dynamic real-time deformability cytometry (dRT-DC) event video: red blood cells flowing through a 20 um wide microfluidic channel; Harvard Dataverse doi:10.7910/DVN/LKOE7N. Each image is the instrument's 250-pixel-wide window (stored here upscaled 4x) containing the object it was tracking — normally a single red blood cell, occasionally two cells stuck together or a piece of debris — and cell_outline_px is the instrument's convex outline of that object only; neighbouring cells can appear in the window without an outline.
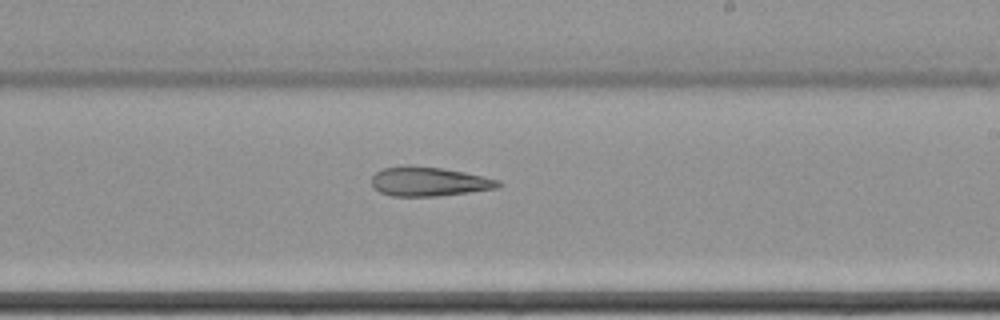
{"species": "common noctule bat (a hibernating species)", "species_latin": "Nyctalus noctula", "temperature_condition": "cold", "stored_images_in_passage": 12, "camera_frame_rate_fps": 3000, "um_per_image_px": 0.085, "animal": {"sex": "female", "body_mass_g": 22.7, "forearm_length_mm": 54.2}, "frame": {"image": 1, "passage_image": 12, "time_ms": 3.667, "image_size_px": [1000, 320], "cell_outline_px": [[504, 184], [500, 188], [436, 196], [392, 196], [380, 192], [372, 188], [372, 176], [376, 172], [384, 168], [404, 164], [408, 164], [440, 168], [464, 172], [500, 180]], "centroid_in_image_um": [36.45, 15.42], "position_along_channel_um": 252.5, "area_um2": 21.79}}